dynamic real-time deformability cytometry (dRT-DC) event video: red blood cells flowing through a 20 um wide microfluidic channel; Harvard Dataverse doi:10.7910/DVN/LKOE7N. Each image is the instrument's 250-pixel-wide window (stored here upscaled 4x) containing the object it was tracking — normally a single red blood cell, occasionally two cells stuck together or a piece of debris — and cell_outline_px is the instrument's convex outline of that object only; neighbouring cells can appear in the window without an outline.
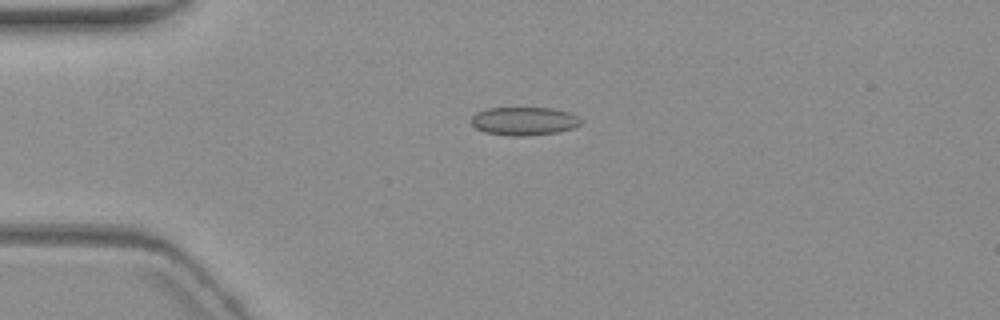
{"species": "common noctule bat (a hibernating species)", "species_latin": "Nyctalus noctula", "temperature_condition": "warm", "stored_images_in_passage": 4, "camera_frame_rate_fps": 3000, "um_per_image_px": 0.085, "animal": {"sex": "female", "body_mass_g": 19.3, "forearm_length_mm": 54.1}, "frame": {"image": 1, "passage_image": 3, "time_ms": 3.333, "image_size_px": [1000, 320], "cell_outline_px": [[580, 124], [572, 128], [556, 132], [524, 136], [512, 136], [484, 132], [476, 128], [472, 124], [472, 116], [476, 112], [488, 108], [552, 108], [568, 112], [576, 116], [580, 120]], "centroid_in_image_um": [44.5, 10.29], "position_along_channel_um": 40.5, "area_um2": 17.86}}